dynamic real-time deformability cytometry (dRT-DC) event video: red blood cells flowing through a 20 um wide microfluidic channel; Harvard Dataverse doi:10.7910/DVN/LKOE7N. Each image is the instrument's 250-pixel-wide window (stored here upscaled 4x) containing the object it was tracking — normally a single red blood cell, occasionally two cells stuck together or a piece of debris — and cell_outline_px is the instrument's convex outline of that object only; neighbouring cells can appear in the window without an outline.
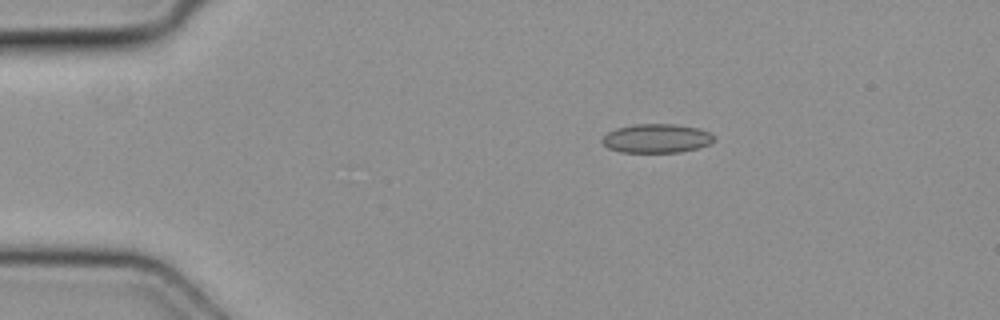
{"species": "common noctule bat (a hibernating species)", "species_latin": "Nyctalus noctula", "temperature_condition": "cold", "stored_images_in_passage": 4, "camera_frame_rate_fps": 3000, "um_per_image_px": 0.085, "animal": {"sex": "female", "body_mass_g": 19.3, "forearm_length_mm": 54.1}, "frame": {"image": 1, "passage_image": 4, "time_ms": 1.0, "image_size_px": [1000, 320], "cell_outline_px": [[716, 136], [708, 144], [696, 148], [680, 152], [620, 152], [608, 148], [600, 140], [608, 132], [616, 128], [636, 124], [676, 124], [696, 128], [708, 132]], "centroid_in_image_um": [55.77, 11.76], "position_along_channel_um": 29.2, "area_um2": 18.67}}